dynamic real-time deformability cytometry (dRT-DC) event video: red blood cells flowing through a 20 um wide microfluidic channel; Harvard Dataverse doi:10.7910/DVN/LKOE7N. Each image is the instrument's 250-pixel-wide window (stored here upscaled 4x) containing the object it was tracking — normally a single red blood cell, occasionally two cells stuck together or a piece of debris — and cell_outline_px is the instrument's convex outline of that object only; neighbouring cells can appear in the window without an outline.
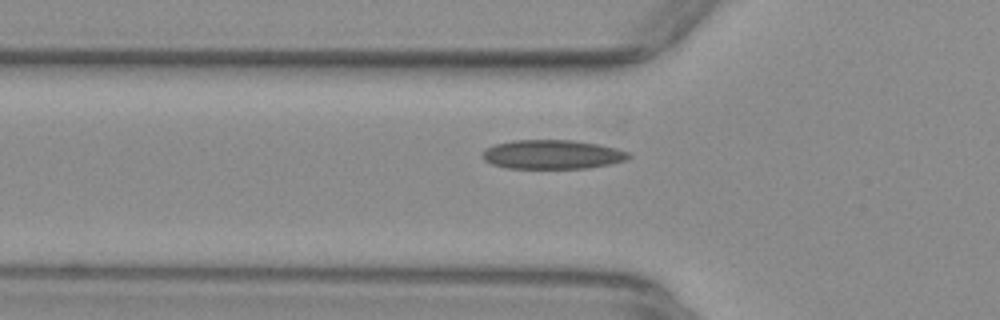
{"species": "common noctule bat (a hibernating species)", "species_latin": "Nyctalus noctula", "temperature_condition": "warm", "stored_images_in_passage": 37, "camera_frame_rate_fps": 3000, "um_per_image_px": 0.085, "animal": {"sex": "female", "body_mass_g": 29.2, "forearm_length_mm": 56.3}, "frame": {"image": 1, "passage_image": 4, "time_ms": 1.0, "image_size_px": [1000, 320], "cell_outline_px": [[632, 156], [624, 160], [608, 164], [588, 168], [508, 168], [492, 164], [484, 160], [484, 152], [488, 148], [496, 144], [512, 140], [572, 140], [600, 144], [616, 148], [628, 152]], "centroid_in_image_um": [46.97, 13.12], "position_along_channel_um": 78.8, "area_um2": 24.57}}
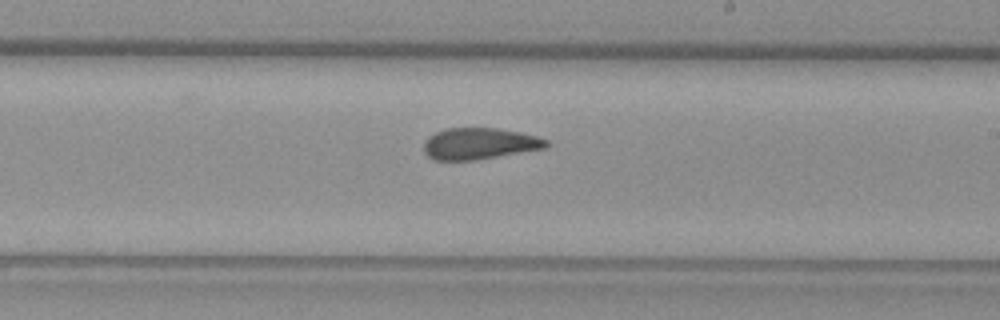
{"frame": {"image": 2, "passage_image": 17, "time_ms": 5.333, "image_size_px": [1000, 320], "cell_outline_px": [[548, 144], [544, 148], [476, 160], [432, 160], [424, 152], [424, 140], [428, 136], [444, 128], [496, 128], [520, 132], [536, 136], [548, 140]], "centroid_in_image_um": [40.7, 12.2], "position_along_channel_um": 248.3, "area_um2": 22.43}}
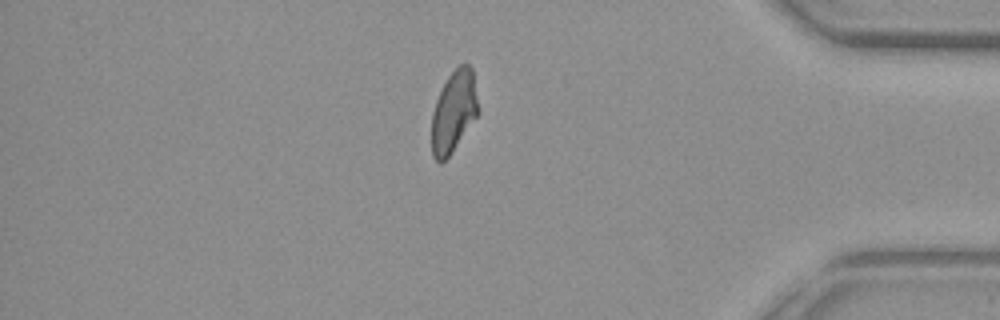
{"frame": {"image": 3, "passage_image": 31, "time_ms": 10.0, "image_size_px": [1000, 320], "cell_outline_px": [[480, 112], [448, 156], [440, 164], [432, 156], [432, 112], [436, 100], [448, 76], [460, 64], [468, 64], [472, 68]], "centroid_in_image_um": [38.57, 9.47], "position_along_channel_um": 396.6, "area_um2": 21.91}}